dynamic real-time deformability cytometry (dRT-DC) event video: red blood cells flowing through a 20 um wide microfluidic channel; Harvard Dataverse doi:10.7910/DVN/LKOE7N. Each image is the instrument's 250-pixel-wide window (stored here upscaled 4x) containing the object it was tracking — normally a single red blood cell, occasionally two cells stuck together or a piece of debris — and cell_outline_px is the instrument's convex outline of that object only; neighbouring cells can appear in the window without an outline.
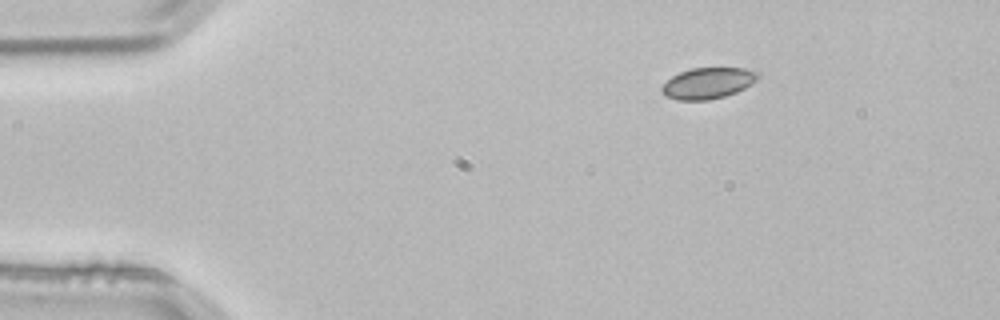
{"species": "common noctule bat (a hibernating species)", "species_latin": "Nyctalus noctula", "temperature_condition": "room temperature", "stored_images_in_passage": 3, "segment_of_instrument_passage": [1, 2], "camera_frame_rate_fps": 3000, "um_per_image_px": 0.085, "animal": {"sex": "male", "body_mass_g": 21.5, "forearm_length_mm": 52.0}, "frame": {"image": 1, "passage_image": 1, "time_ms": 0.0, "image_size_px": [1000, 320], "cell_outline_px": [[760, 76], [752, 84], [736, 92], [724, 96], [708, 100], [676, 100], [664, 96], [660, 92], [660, 88], [672, 76], [680, 72], [692, 68], [744, 68], [760, 72]], "centroid_in_image_um": [60.16, 7.07], "position_along_channel_um": 24.8, "area_um2": 17.51}}